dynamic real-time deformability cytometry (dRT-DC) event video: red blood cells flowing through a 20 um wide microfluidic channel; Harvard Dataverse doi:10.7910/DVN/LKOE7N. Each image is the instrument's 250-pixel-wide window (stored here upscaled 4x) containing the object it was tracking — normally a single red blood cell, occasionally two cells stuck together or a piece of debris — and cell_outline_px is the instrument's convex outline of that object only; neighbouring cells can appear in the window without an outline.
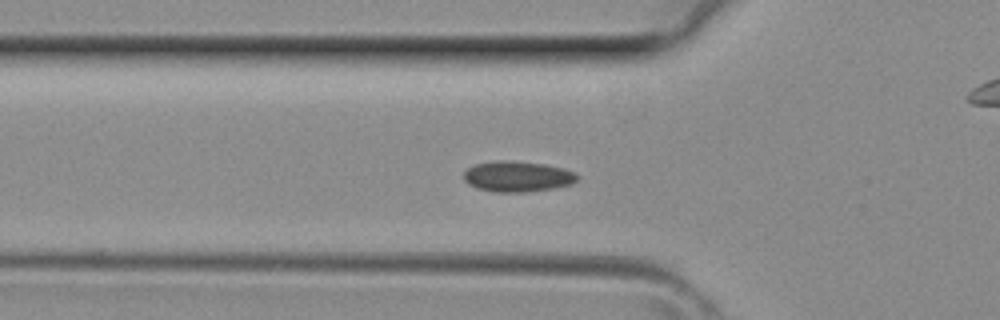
{"species": "common noctule bat (a hibernating species)", "species_latin": "Nyctalus noctula", "temperature_condition": "room temperature", "stored_images_in_passage": 38, "camera_frame_rate_fps": 3000, "um_per_image_px": 0.085, "animal": {"sex": "female", "body_mass_g": 29.2, "forearm_length_mm": 56.3}, "frame": {"image": 1, "passage_image": 10, "time_ms": 3.0, "image_size_px": [1000, 320], "cell_outline_px": [[580, 176], [572, 184], [552, 188], [524, 192], [492, 192], [476, 188], [468, 184], [464, 180], [464, 172], [468, 168], [476, 164], [496, 160], [512, 160], [544, 164], [564, 168], [576, 172]], "centroid_in_image_um": [43.99, 14.99], "position_along_channel_um": 81.8, "area_um2": 20.46}}
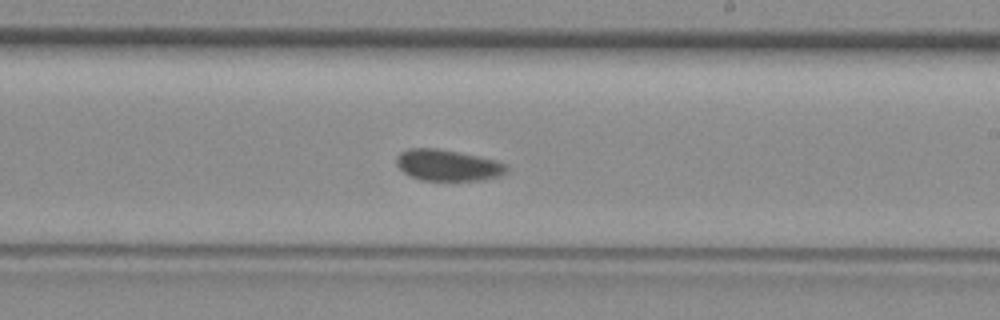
{"frame": {"image": 2, "passage_image": 20, "time_ms": 6.333, "image_size_px": [1000, 320], "cell_outline_px": [[508, 172], [500, 176], [480, 180], [420, 180], [404, 172], [396, 164], [396, 156], [400, 152], [408, 148], [436, 148], [480, 156], [496, 160], [508, 164]], "centroid_in_image_um": [38.09, 14.04], "position_along_channel_um": 250.9, "area_um2": 20.17}}
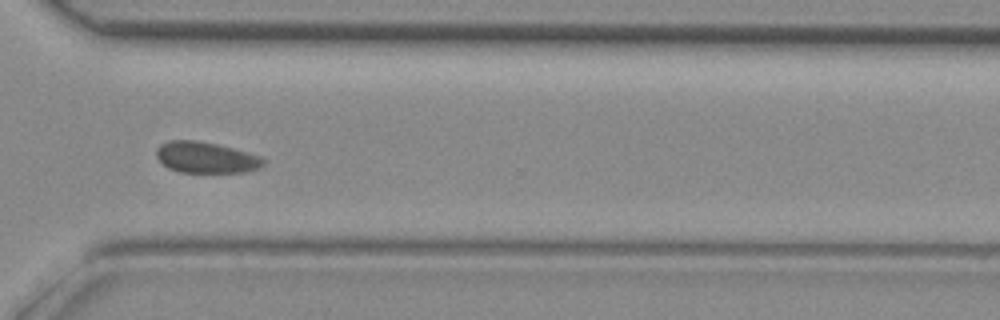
{"frame": {"image": 3, "passage_image": 26, "time_ms": 8.333, "image_size_px": [1000, 320], "cell_outline_px": [[264, 164], [260, 168], [244, 172], [180, 172], [168, 168], [156, 156], [156, 148], [160, 144], [168, 140], [196, 140], [216, 144], [232, 148], [260, 156], [264, 160]], "centroid_in_image_um": [17.48, 13.38], "position_along_channel_um": 353.1, "area_um2": 19.31}}